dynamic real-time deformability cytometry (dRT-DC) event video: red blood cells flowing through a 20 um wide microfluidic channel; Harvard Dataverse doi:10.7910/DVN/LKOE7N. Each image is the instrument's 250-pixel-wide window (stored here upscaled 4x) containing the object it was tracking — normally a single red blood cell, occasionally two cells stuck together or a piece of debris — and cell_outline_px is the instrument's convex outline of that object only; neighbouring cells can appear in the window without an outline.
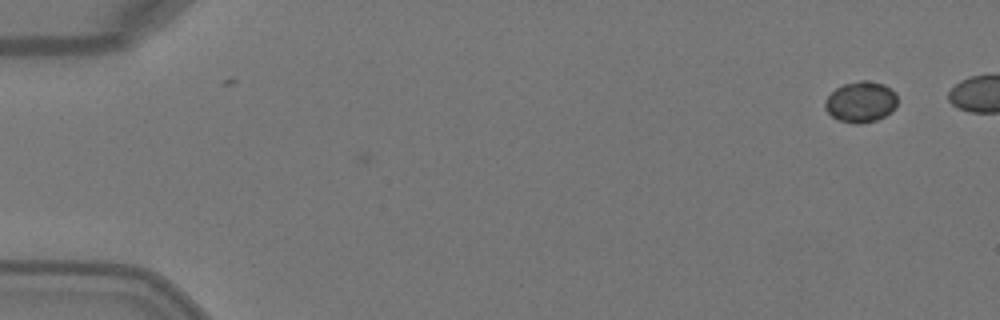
{"species": "Egyptian fruit bat (a non-hibernating species)", "species_latin": "Rousettus aegyptiacus", "temperature_condition": "warm", "stored_images_in_passage": 2, "camera_frame_rate_fps": 3000, "um_per_image_px": 0.085, "animal": {"sex": "female"}, "frame": {"image": 1, "passage_image": 2, "time_ms": 0.333, "image_size_px": [1000, 320], "cell_outline_px": [[896, 108], [892, 112], [876, 120], [860, 124], [856, 124], [840, 120], [832, 116], [824, 108], [824, 100], [836, 88], [844, 84], [860, 80], [868, 80], [884, 84], [896, 92]], "centroid_in_image_um": [73.18, 8.65], "position_along_channel_um": 11.8, "area_um2": 17.34}}